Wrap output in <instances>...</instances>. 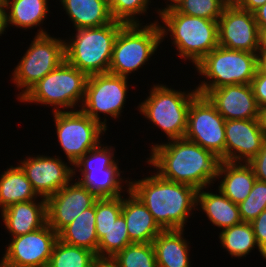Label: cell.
<instances>
[{
    "mask_svg": "<svg viewBox=\"0 0 266 267\" xmlns=\"http://www.w3.org/2000/svg\"><path fill=\"white\" fill-rule=\"evenodd\" d=\"M122 214V196L116 198H98L95 201V227L108 229Z\"/></svg>",
    "mask_w": 266,
    "mask_h": 267,
    "instance_id": "37",
    "label": "cell"
},
{
    "mask_svg": "<svg viewBox=\"0 0 266 267\" xmlns=\"http://www.w3.org/2000/svg\"><path fill=\"white\" fill-rule=\"evenodd\" d=\"M157 13L164 25H159L162 42L168 32L171 33L172 44L179 51L178 55L191 61L194 66L219 46L218 20L188 16L173 6L159 8Z\"/></svg>",
    "mask_w": 266,
    "mask_h": 267,
    "instance_id": "3",
    "label": "cell"
},
{
    "mask_svg": "<svg viewBox=\"0 0 266 267\" xmlns=\"http://www.w3.org/2000/svg\"><path fill=\"white\" fill-rule=\"evenodd\" d=\"M219 46L229 50L258 52L259 29L254 13L228 3L218 19Z\"/></svg>",
    "mask_w": 266,
    "mask_h": 267,
    "instance_id": "13",
    "label": "cell"
},
{
    "mask_svg": "<svg viewBox=\"0 0 266 267\" xmlns=\"http://www.w3.org/2000/svg\"><path fill=\"white\" fill-rule=\"evenodd\" d=\"M98 236V259H111L117 252L131 244L127 224L121 214L108 229H96Z\"/></svg>",
    "mask_w": 266,
    "mask_h": 267,
    "instance_id": "30",
    "label": "cell"
},
{
    "mask_svg": "<svg viewBox=\"0 0 266 267\" xmlns=\"http://www.w3.org/2000/svg\"><path fill=\"white\" fill-rule=\"evenodd\" d=\"M120 173L119 167L90 169L87 173H81L78 182L97 198H116L122 196L124 187Z\"/></svg>",
    "mask_w": 266,
    "mask_h": 267,
    "instance_id": "28",
    "label": "cell"
},
{
    "mask_svg": "<svg viewBox=\"0 0 266 267\" xmlns=\"http://www.w3.org/2000/svg\"><path fill=\"white\" fill-rule=\"evenodd\" d=\"M11 240L0 261L14 266L47 267L58 234L46 223Z\"/></svg>",
    "mask_w": 266,
    "mask_h": 267,
    "instance_id": "14",
    "label": "cell"
},
{
    "mask_svg": "<svg viewBox=\"0 0 266 267\" xmlns=\"http://www.w3.org/2000/svg\"><path fill=\"white\" fill-rule=\"evenodd\" d=\"M129 78L111 73H100L88 76L85 98L81 110L106 130V119L100 121V113L112 118H119L125 108ZM123 107V108H122ZM99 112V113H98Z\"/></svg>",
    "mask_w": 266,
    "mask_h": 267,
    "instance_id": "11",
    "label": "cell"
},
{
    "mask_svg": "<svg viewBox=\"0 0 266 267\" xmlns=\"http://www.w3.org/2000/svg\"><path fill=\"white\" fill-rule=\"evenodd\" d=\"M265 138L259 118L225 120V161L248 163L261 150Z\"/></svg>",
    "mask_w": 266,
    "mask_h": 267,
    "instance_id": "17",
    "label": "cell"
},
{
    "mask_svg": "<svg viewBox=\"0 0 266 267\" xmlns=\"http://www.w3.org/2000/svg\"><path fill=\"white\" fill-rule=\"evenodd\" d=\"M22 168L10 166L0 176V209L3 211L10 205L37 199Z\"/></svg>",
    "mask_w": 266,
    "mask_h": 267,
    "instance_id": "27",
    "label": "cell"
},
{
    "mask_svg": "<svg viewBox=\"0 0 266 267\" xmlns=\"http://www.w3.org/2000/svg\"><path fill=\"white\" fill-rule=\"evenodd\" d=\"M168 1H170L171 3L168 4V5L166 6V8L172 7V6L177 2V0H168ZM172 3H173V4H172Z\"/></svg>",
    "mask_w": 266,
    "mask_h": 267,
    "instance_id": "49",
    "label": "cell"
},
{
    "mask_svg": "<svg viewBox=\"0 0 266 267\" xmlns=\"http://www.w3.org/2000/svg\"><path fill=\"white\" fill-rule=\"evenodd\" d=\"M124 25L114 20L100 27L77 29L73 39L64 40L65 61L88 76L108 73L114 42Z\"/></svg>",
    "mask_w": 266,
    "mask_h": 267,
    "instance_id": "4",
    "label": "cell"
},
{
    "mask_svg": "<svg viewBox=\"0 0 266 267\" xmlns=\"http://www.w3.org/2000/svg\"><path fill=\"white\" fill-rule=\"evenodd\" d=\"M259 248L266 254V210L251 222Z\"/></svg>",
    "mask_w": 266,
    "mask_h": 267,
    "instance_id": "40",
    "label": "cell"
},
{
    "mask_svg": "<svg viewBox=\"0 0 266 267\" xmlns=\"http://www.w3.org/2000/svg\"><path fill=\"white\" fill-rule=\"evenodd\" d=\"M260 123L261 126L266 134V105L260 108Z\"/></svg>",
    "mask_w": 266,
    "mask_h": 267,
    "instance_id": "46",
    "label": "cell"
},
{
    "mask_svg": "<svg viewBox=\"0 0 266 267\" xmlns=\"http://www.w3.org/2000/svg\"><path fill=\"white\" fill-rule=\"evenodd\" d=\"M0 267H30V266H14V265H11V264H7V263H4V262H0Z\"/></svg>",
    "mask_w": 266,
    "mask_h": 267,
    "instance_id": "48",
    "label": "cell"
},
{
    "mask_svg": "<svg viewBox=\"0 0 266 267\" xmlns=\"http://www.w3.org/2000/svg\"><path fill=\"white\" fill-rule=\"evenodd\" d=\"M258 69L266 72V51H258Z\"/></svg>",
    "mask_w": 266,
    "mask_h": 267,
    "instance_id": "44",
    "label": "cell"
},
{
    "mask_svg": "<svg viewBox=\"0 0 266 267\" xmlns=\"http://www.w3.org/2000/svg\"><path fill=\"white\" fill-rule=\"evenodd\" d=\"M141 180L125 181L163 230L184 229L197 209V189L161 178L157 173Z\"/></svg>",
    "mask_w": 266,
    "mask_h": 267,
    "instance_id": "2",
    "label": "cell"
},
{
    "mask_svg": "<svg viewBox=\"0 0 266 267\" xmlns=\"http://www.w3.org/2000/svg\"><path fill=\"white\" fill-rule=\"evenodd\" d=\"M93 267H117L110 259H99Z\"/></svg>",
    "mask_w": 266,
    "mask_h": 267,
    "instance_id": "45",
    "label": "cell"
},
{
    "mask_svg": "<svg viewBox=\"0 0 266 267\" xmlns=\"http://www.w3.org/2000/svg\"><path fill=\"white\" fill-rule=\"evenodd\" d=\"M58 143H60L70 166L101 141L106 129L87 116L81 109L53 112Z\"/></svg>",
    "mask_w": 266,
    "mask_h": 267,
    "instance_id": "10",
    "label": "cell"
},
{
    "mask_svg": "<svg viewBox=\"0 0 266 267\" xmlns=\"http://www.w3.org/2000/svg\"><path fill=\"white\" fill-rule=\"evenodd\" d=\"M185 229L163 230L153 240L157 267H190L189 243L182 235Z\"/></svg>",
    "mask_w": 266,
    "mask_h": 267,
    "instance_id": "22",
    "label": "cell"
},
{
    "mask_svg": "<svg viewBox=\"0 0 266 267\" xmlns=\"http://www.w3.org/2000/svg\"><path fill=\"white\" fill-rule=\"evenodd\" d=\"M3 8L4 6H0V36L6 30Z\"/></svg>",
    "mask_w": 266,
    "mask_h": 267,
    "instance_id": "47",
    "label": "cell"
},
{
    "mask_svg": "<svg viewBox=\"0 0 266 267\" xmlns=\"http://www.w3.org/2000/svg\"><path fill=\"white\" fill-rule=\"evenodd\" d=\"M258 51H266V29H259Z\"/></svg>",
    "mask_w": 266,
    "mask_h": 267,
    "instance_id": "43",
    "label": "cell"
},
{
    "mask_svg": "<svg viewBox=\"0 0 266 267\" xmlns=\"http://www.w3.org/2000/svg\"><path fill=\"white\" fill-rule=\"evenodd\" d=\"M98 260L95 252L58 239L47 267H93Z\"/></svg>",
    "mask_w": 266,
    "mask_h": 267,
    "instance_id": "31",
    "label": "cell"
},
{
    "mask_svg": "<svg viewBox=\"0 0 266 267\" xmlns=\"http://www.w3.org/2000/svg\"><path fill=\"white\" fill-rule=\"evenodd\" d=\"M251 86L259 107L266 105V72L257 69Z\"/></svg>",
    "mask_w": 266,
    "mask_h": 267,
    "instance_id": "38",
    "label": "cell"
},
{
    "mask_svg": "<svg viewBox=\"0 0 266 267\" xmlns=\"http://www.w3.org/2000/svg\"><path fill=\"white\" fill-rule=\"evenodd\" d=\"M184 138L225 161V119L204 95L198 94L191 101Z\"/></svg>",
    "mask_w": 266,
    "mask_h": 267,
    "instance_id": "12",
    "label": "cell"
},
{
    "mask_svg": "<svg viewBox=\"0 0 266 267\" xmlns=\"http://www.w3.org/2000/svg\"><path fill=\"white\" fill-rule=\"evenodd\" d=\"M37 202V203H36ZM4 225L12 237L40 229L47 223L46 198L19 202L1 211Z\"/></svg>",
    "mask_w": 266,
    "mask_h": 267,
    "instance_id": "19",
    "label": "cell"
},
{
    "mask_svg": "<svg viewBox=\"0 0 266 267\" xmlns=\"http://www.w3.org/2000/svg\"><path fill=\"white\" fill-rule=\"evenodd\" d=\"M129 197L122 195V215L127 224V231L132 243H152L154 238L163 229L154 220L143 202L130 190L127 185Z\"/></svg>",
    "mask_w": 266,
    "mask_h": 267,
    "instance_id": "20",
    "label": "cell"
},
{
    "mask_svg": "<svg viewBox=\"0 0 266 267\" xmlns=\"http://www.w3.org/2000/svg\"><path fill=\"white\" fill-rule=\"evenodd\" d=\"M148 165L163 179L190 185L197 190L214 184L220 159L198 144L178 138L151 146Z\"/></svg>",
    "mask_w": 266,
    "mask_h": 267,
    "instance_id": "1",
    "label": "cell"
},
{
    "mask_svg": "<svg viewBox=\"0 0 266 267\" xmlns=\"http://www.w3.org/2000/svg\"><path fill=\"white\" fill-rule=\"evenodd\" d=\"M95 202L85 209L72 223L58 233V239L66 244L93 251L97 255L98 236L95 227Z\"/></svg>",
    "mask_w": 266,
    "mask_h": 267,
    "instance_id": "26",
    "label": "cell"
},
{
    "mask_svg": "<svg viewBox=\"0 0 266 267\" xmlns=\"http://www.w3.org/2000/svg\"><path fill=\"white\" fill-rule=\"evenodd\" d=\"M125 24L115 39L108 72L128 78L156 52L162 42L159 22Z\"/></svg>",
    "mask_w": 266,
    "mask_h": 267,
    "instance_id": "7",
    "label": "cell"
},
{
    "mask_svg": "<svg viewBox=\"0 0 266 267\" xmlns=\"http://www.w3.org/2000/svg\"><path fill=\"white\" fill-rule=\"evenodd\" d=\"M65 61V41L51 37L42 28L38 30L30 47L12 73L20 99L38 81Z\"/></svg>",
    "mask_w": 266,
    "mask_h": 267,
    "instance_id": "9",
    "label": "cell"
},
{
    "mask_svg": "<svg viewBox=\"0 0 266 267\" xmlns=\"http://www.w3.org/2000/svg\"><path fill=\"white\" fill-rule=\"evenodd\" d=\"M227 4L226 0H177L173 7L188 16L218 20Z\"/></svg>",
    "mask_w": 266,
    "mask_h": 267,
    "instance_id": "33",
    "label": "cell"
},
{
    "mask_svg": "<svg viewBox=\"0 0 266 267\" xmlns=\"http://www.w3.org/2000/svg\"><path fill=\"white\" fill-rule=\"evenodd\" d=\"M110 260L117 267H157L153 243H131Z\"/></svg>",
    "mask_w": 266,
    "mask_h": 267,
    "instance_id": "32",
    "label": "cell"
},
{
    "mask_svg": "<svg viewBox=\"0 0 266 267\" xmlns=\"http://www.w3.org/2000/svg\"><path fill=\"white\" fill-rule=\"evenodd\" d=\"M150 0H108L112 18L125 24H140L136 15L146 13Z\"/></svg>",
    "mask_w": 266,
    "mask_h": 267,
    "instance_id": "36",
    "label": "cell"
},
{
    "mask_svg": "<svg viewBox=\"0 0 266 267\" xmlns=\"http://www.w3.org/2000/svg\"><path fill=\"white\" fill-rule=\"evenodd\" d=\"M0 6H4V0H0Z\"/></svg>",
    "mask_w": 266,
    "mask_h": 267,
    "instance_id": "50",
    "label": "cell"
},
{
    "mask_svg": "<svg viewBox=\"0 0 266 267\" xmlns=\"http://www.w3.org/2000/svg\"><path fill=\"white\" fill-rule=\"evenodd\" d=\"M220 243L232 257H246L256 246L266 260V254L259 248L251 223L240 222L219 233Z\"/></svg>",
    "mask_w": 266,
    "mask_h": 267,
    "instance_id": "29",
    "label": "cell"
},
{
    "mask_svg": "<svg viewBox=\"0 0 266 267\" xmlns=\"http://www.w3.org/2000/svg\"><path fill=\"white\" fill-rule=\"evenodd\" d=\"M27 158V159H26ZM20 167L39 198H48L67 185L77 171L67 166L59 156L37 155L26 157Z\"/></svg>",
    "mask_w": 266,
    "mask_h": 267,
    "instance_id": "15",
    "label": "cell"
},
{
    "mask_svg": "<svg viewBox=\"0 0 266 267\" xmlns=\"http://www.w3.org/2000/svg\"><path fill=\"white\" fill-rule=\"evenodd\" d=\"M219 178L223 179L218 189L237 205L246 199L257 179L248 163L228 161H220L216 179Z\"/></svg>",
    "mask_w": 266,
    "mask_h": 267,
    "instance_id": "21",
    "label": "cell"
},
{
    "mask_svg": "<svg viewBox=\"0 0 266 267\" xmlns=\"http://www.w3.org/2000/svg\"><path fill=\"white\" fill-rule=\"evenodd\" d=\"M87 80L86 73L64 61L38 81L19 100L54 106L53 112L62 111L61 108H70L71 111L77 107L78 102L83 103Z\"/></svg>",
    "mask_w": 266,
    "mask_h": 267,
    "instance_id": "6",
    "label": "cell"
},
{
    "mask_svg": "<svg viewBox=\"0 0 266 267\" xmlns=\"http://www.w3.org/2000/svg\"><path fill=\"white\" fill-rule=\"evenodd\" d=\"M102 146L100 142L96 147L90 149L73 165V168H78L81 173H87L90 169L118 167V161L116 162L114 159L113 149L115 148Z\"/></svg>",
    "mask_w": 266,
    "mask_h": 267,
    "instance_id": "34",
    "label": "cell"
},
{
    "mask_svg": "<svg viewBox=\"0 0 266 267\" xmlns=\"http://www.w3.org/2000/svg\"><path fill=\"white\" fill-rule=\"evenodd\" d=\"M258 29H266V3L254 12Z\"/></svg>",
    "mask_w": 266,
    "mask_h": 267,
    "instance_id": "42",
    "label": "cell"
},
{
    "mask_svg": "<svg viewBox=\"0 0 266 267\" xmlns=\"http://www.w3.org/2000/svg\"><path fill=\"white\" fill-rule=\"evenodd\" d=\"M248 164L252 167L257 180L266 182V138L264 139L261 150Z\"/></svg>",
    "mask_w": 266,
    "mask_h": 267,
    "instance_id": "39",
    "label": "cell"
},
{
    "mask_svg": "<svg viewBox=\"0 0 266 267\" xmlns=\"http://www.w3.org/2000/svg\"><path fill=\"white\" fill-rule=\"evenodd\" d=\"M225 120H247L260 117L251 84L225 85L205 95Z\"/></svg>",
    "mask_w": 266,
    "mask_h": 267,
    "instance_id": "18",
    "label": "cell"
},
{
    "mask_svg": "<svg viewBox=\"0 0 266 267\" xmlns=\"http://www.w3.org/2000/svg\"><path fill=\"white\" fill-rule=\"evenodd\" d=\"M48 0H4L5 27L9 24L26 29L43 24L47 17Z\"/></svg>",
    "mask_w": 266,
    "mask_h": 267,
    "instance_id": "25",
    "label": "cell"
},
{
    "mask_svg": "<svg viewBox=\"0 0 266 267\" xmlns=\"http://www.w3.org/2000/svg\"><path fill=\"white\" fill-rule=\"evenodd\" d=\"M60 2L75 30L100 27L114 21L108 0H60Z\"/></svg>",
    "mask_w": 266,
    "mask_h": 267,
    "instance_id": "23",
    "label": "cell"
},
{
    "mask_svg": "<svg viewBox=\"0 0 266 267\" xmlns=\"http://www.w3.org/2000/svg\"><path fill=\"white\" fill-rule=\"evenodd\" d=\"M219 194L197 190V206L200 205L213 225L222 230L242 222L239 206L229 200L221 191Z\"/></svg>",
    "mask_w": 266,
    "mask_h": 267,
    "instance_id": "24",
    "label": "cell"
},
{
    "mask_svg": "<svg viewBox=\"0 0 266 267\" xmlns=\"http://www.w3.org/2000/svg\"><path fill=\"white\" fill-rule=\"evenodd\" d=\"M233 3L244 10L254 13L266 3V0H235Z\"/></svg>",
    "mask_w": 266,
    "mask_h": 267,
    "instance_id": "41",
    "label": "cell"
},
{
    "mask_svg": "<svg viewBox=\"0 0 266 267\" xmlns=\"http://www.w3.org/2000/svg\"><path fill=\"white\" fill-rule=\"evenodd\" d=\"M196 70L208 81L201 82L196 90L206 95L210 90L225 85L251 84L258 69V54L229 50L217 46L196 66Z\"/></svg>",
    "mask_w": 266,
    "mask_h": 267,
    "instance_id": "5",
    "label": "cell"
},
{
    "mask_svg": "<svg viewBox=\"0 0 266 267\" xmlns=\"http://www.w3.org/2000/svg\"><path fill=\"white\" fill-rule=\"evenodd\" d=\"M149 96L138 106L139 112L171 139L184 138L187 128L188 109L191 101L199 94L196 89L186 93L154 85Z\"/></svg>",
    "mask_w": 266,
    "mask_h": 267,
    "instance_id": "8",
    "label": "cell"
},
{
    "mask_svg": "<svg viewBox=\"0 0 266 267\" xmlns=\"http://www.w3.org/2000/svg\"><path fill=\"white\" fill-rule=\"evenodd\" d=\"M98 198L78 181L70 182L47 200V223L58 234Z\"/></svg>",
    "mask_w": 266,
    "mask_h": 267,
    "instance_id": "16",
    "label": "cell"
},
{
    "mask_svg": "<svg viewBox=\"0 0 266 267\" xmlns=\"http://www.w3.org/2000/svg\"><path fill=\"white\" fill-rule=\"evenodd\" d=\"M228 3H233L235 0H226Z\"/></svg>",
    "mask_w": 266,
    "mask_h": 267,
    "instance_id": "51",
    "label": "cell"
},
{
    "mask_svg": "<svg viewBox=\"0 0 266 267\" xmlns=\"http://www.w3.org/2000/svg\"><path fill=\"white\" fill-rule=\"evenodd\" d=\"M238 206L242 222L251 223L256 219L266 210V182L256 179L249 195Z\"/></svg>",
    "mask_w": 266,
    "mask_h": 267,
    "instance_id": "35",
    "label": "cell"
}]
</instances>
